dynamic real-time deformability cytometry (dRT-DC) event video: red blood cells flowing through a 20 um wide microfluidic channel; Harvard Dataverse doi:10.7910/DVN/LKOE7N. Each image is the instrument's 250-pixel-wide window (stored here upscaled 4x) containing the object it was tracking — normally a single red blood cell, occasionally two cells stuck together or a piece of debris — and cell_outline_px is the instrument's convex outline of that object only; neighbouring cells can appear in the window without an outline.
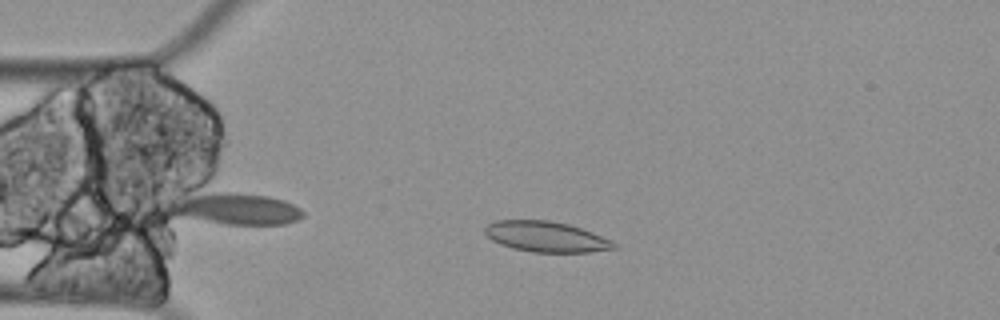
{"species": "Egyptian fruit bat (a non-hibernating species)", "species_latin": "Rousettus aegyptiacus", "temperature_condition": "cold", "stored_images_in_passage": 46, "camera_frame_rate_fps": 3000, "um_per_image_px": 0.085, "animal": {"sex": "female"}, "frame": {"image": 1, "passage_image": 6, "time_ms": 1.667, "image_size_px": [1000, 320], "cell_outline_px": [[620, 248], [588, 252], [532, 252], [512, 248], [500, 244], [492, 240], [484, 232], [484, 228], [488, 224], [496, 220], [548, 220], [568, 224], [592, 232], [612, 240]], "centroid_in_image_um": [46.43, 20.12], "position_along_channel_um": 38.6, "area_um2": 23.0}}
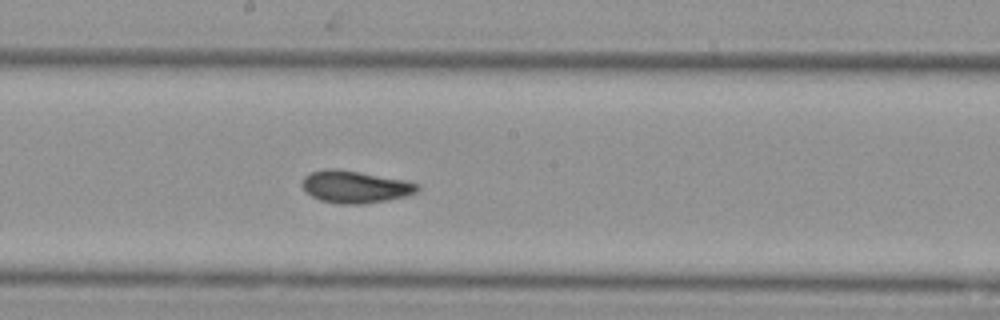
{"frame": {"image": 2, "passage_image": 24, "time_ms": 7.667, "image_size_px": [1000, 320], "cell_outline_px": [[420, 188], [416, 192], [408, 196], [388, 200], [364, 204], [340, 204], [320, 200], [312, 196], [304, 188], [304, 176], [312, 172], [324, 168], [336, 168], [360, 172], [404, 180], [420, 184]], "centroid_in_image_um": [30.23, 15.88], "position_along_channel_um": 218.0, "area_um2": 21.62}}
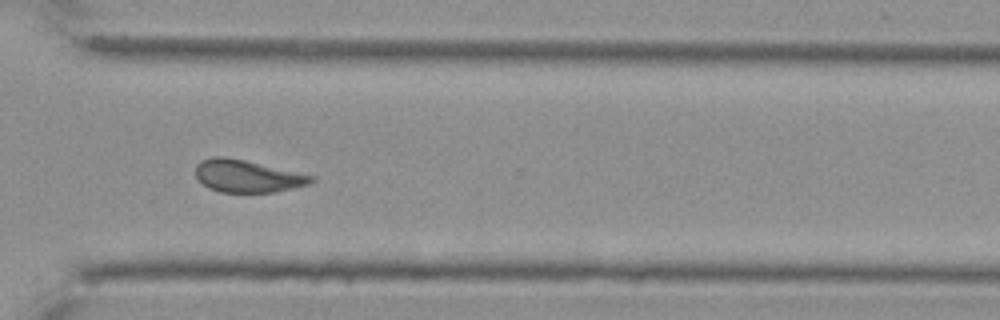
{"frame": {"image": 3, "passage_image": 36, "time_ms": 11.667, "image_size_px": [1000, 320], "cell_outline_px": [[316, 180], [308, 184], [276, 192], [220, 192], [208, 188], [196, 176], [196, 164], [200, 160], [212, 156], [224, 156], [244, 160], [316, 176]], "centroid_in_image_um": [21.02, 14.96], "position_along_channel_um": 349.6, "area_um2": 21.79}, "authors_computed_cell_mechanics": {"area_um2": 21.675, "velocity_mm_per_s": 3.2832, "shape_relaxation_time_tau1_ms": 0.3412, "shape_relaxation_time_tau2_ms": 6.1479, "deformation_change_tau1": null, "deformation_change_tau2": 0.1259}}